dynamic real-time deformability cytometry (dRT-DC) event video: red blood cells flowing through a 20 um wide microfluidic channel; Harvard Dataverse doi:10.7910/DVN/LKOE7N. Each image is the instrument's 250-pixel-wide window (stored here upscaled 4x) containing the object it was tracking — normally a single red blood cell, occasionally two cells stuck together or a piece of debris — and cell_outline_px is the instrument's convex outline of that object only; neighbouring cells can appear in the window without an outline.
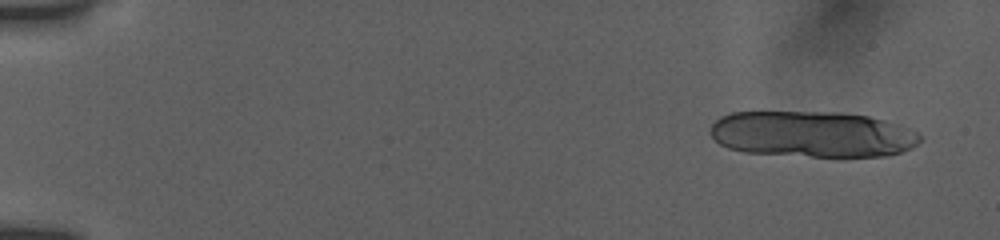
{"species": "human", "species_latin": "Homo sapiens", "temperature_condition": "room temperature", "stored_images_in_passage": 5, "camera_frame_rate_fps": 3000, "um_per_image_px": 0.085, "donor": {"sex": "female"}, "frame": {"image": 1, "passage_image": 2, "time_ms": 0.667, "image_size_px": [1000, 240], "cell_outline_px": [[924, 136], [912, 148], [888, 156], [836, 160], [744, 152], [728, 148], [720, 144], [708, 132], [712, 124], [720, 116], [732, 112], [840, 112], [868, 116], [904, 124]], "centroid_in_image_um": [69.12, 11.45], "position_along_channel_um": 15.9, "area_um2": 58.49}}